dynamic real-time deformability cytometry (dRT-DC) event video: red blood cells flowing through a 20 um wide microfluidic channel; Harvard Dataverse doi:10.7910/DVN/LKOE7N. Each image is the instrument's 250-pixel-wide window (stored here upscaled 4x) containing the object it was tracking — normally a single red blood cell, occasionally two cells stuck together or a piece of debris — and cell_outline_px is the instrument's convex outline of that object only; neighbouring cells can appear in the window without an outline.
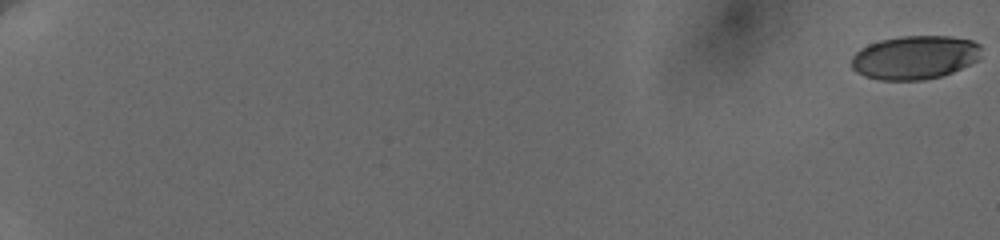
{"species": "human", "species_latin": "Homo sapiens", "temperature_condition": "cold", "stored_images_in_passage": 63, "camera_frame_rate_fps": 3000, "um_per_image_px": 0.085, "donor": {"sex": "female"}, "frame": {"image": 1, "passage_image": 1, "time_ms": 0.0, "image_size_px": [1000, 240], "cell_outline_px": [[980, 60], [952, 72], [940, 76], [924, 80], [880, 80], [864, 76], [856, 72], [852, 68], [852, 56], [860, 48], [868, 44], [880, 40], [900, 36], [952, 36], [972, 40], [980, 44]], "centroid_in_image_um": [77.76, 4.88], "position_along_channel_um": 7.2, "area_um2": 33.29}}
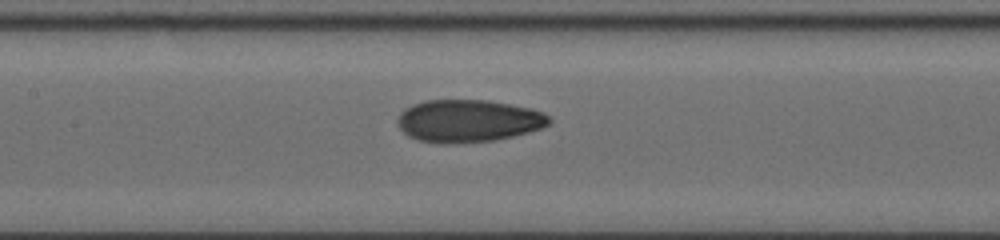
{"frame": {"image": 2, "passage_image": 37, "time_ms": 11.0, "image_size_px": [1000, 240], "cell_outline_px": [[552, 120], [548, 124], [540, 128], [528, 132], [496, 140], [448, 144], [440, 144], [420, 140], [408, 136], [400, 128], [396, 120], [400, 112], [404, 108], [412, 104], [424, 100], [488, 100], [532, 108], [544, 112]], "centroid_in_image_um": [39.78, 10.27], "position_along_channel_um": 167.6, "area_um2": 37.74}}
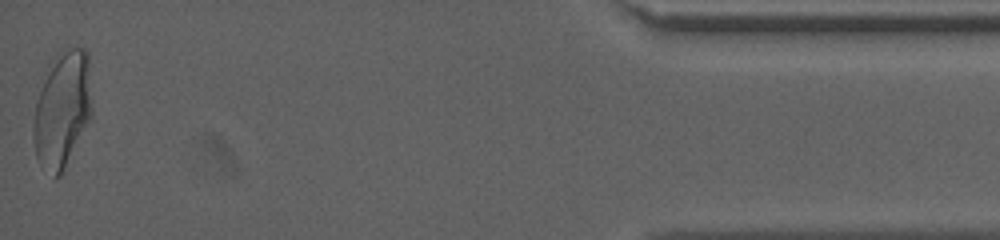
{"frame": {"image": 3, "passage_image": 63, "time_ms": 20.0, "image_size_px": [1000, 240], "cell_outline_px": [[92, 116], [60, 176], [56, 176], [36, 156], [32, 136], [32, 128], [36, 100], [56, 52], [72, 48], [84, 48], [88, 52], [92, 108]], "centroid_in_image_um": [5.31, 9.25], "position_along_channel_um": 429.9, "area_um2": 39.07}, "authors_computed_cell_mechanics": {"area_um2": 35.7204, "velocity_mm_per_s": 3.6576, "shape_relaxation_time_tau1_ms": 8.8219, "shape_relaxation_time_tau2_ms": 1.1465, "deformation_change_tau1": 0.2119, "deformation_change_tau2": 0.0673}}